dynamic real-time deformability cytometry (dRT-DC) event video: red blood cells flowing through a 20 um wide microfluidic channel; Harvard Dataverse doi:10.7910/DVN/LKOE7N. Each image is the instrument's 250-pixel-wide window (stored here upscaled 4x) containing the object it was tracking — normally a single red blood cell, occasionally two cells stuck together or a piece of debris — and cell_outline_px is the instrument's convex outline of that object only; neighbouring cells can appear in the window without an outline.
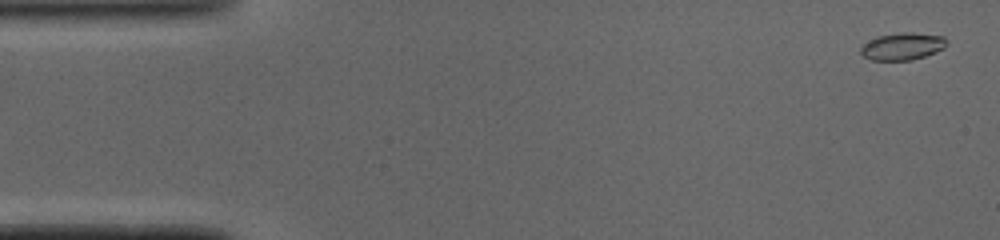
{"species": "common noctule bat (a hibernating species)", "species_latin": "Nyctalus noctula", "temperature_condition": "cold", "stored_images_in_passage": 49, "camera_frame_rate_fps": 3000, "um_per_image_px": 0.085, "animal": {"sex": "male", "body_mass_g": 19.0, "forearm_length_mm": 50.8}, "frame": {"image": 1, "passage_image": 2, "time_ms": 0.333, "image_size_px": [1000, 240], "cell_outline_px": [[948, 44], [944, 48], [924, 56], [912, 60], [872, 60], [864, 56], [860, 52], [860, 48], [864, 44], [876, 36], [900, 32], [912, 32], [944, 36], [948, 40]], "centroid_in_image_um": [76.73, 3.92], "position_along_channel_um": 8.3, "area_um2": 13.7}}
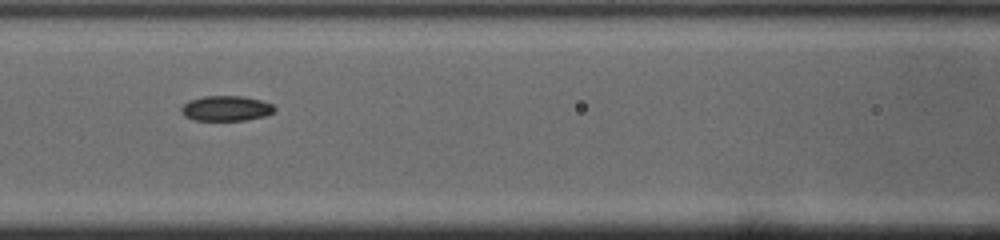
{"frame": {"image": 2, "passage_image": 21, "time_ms": 6.667, "image_size_px": [1000, 240], "cell_outline_px": [[276, 108], [272, 112], [264, 116], [244, 120], [192, 120], [184, 116], [180, 112], [180, 108], [188, 100], [204, 96], [244, 96], [260, 100], [272, 104]], "centroid_in_image_um": [19.17, 9.21], "position_along_channel_um": 147.4, "area_um2": 13.7}}
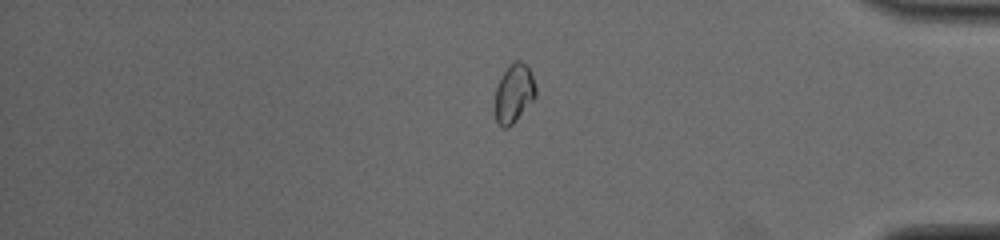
{"frame": {"image": 3, "passage_image": 41, "time_ms": 13.333, "image_size_px": [1000, 240], "cell_outline_px": [[536, 96], [512, 124], [508, 128], [500, 128], [496, 120], [496, 88], [508, 64], [512, 60], [520, 60], [528, 68], [532, 76], [536, 88]], "centroid_in_image_um": [43.68, 7.92], "position_along_channel_um": 391.5, "area_um2": 13.7}, "authors_computed_cell_mechanics": {"area_um2": 13.6986, "velocity_mm_per_s": 4.1014, "shape_relaxation_time_tau1_ms": null, "shape_relaxation_time_tau2_ms": 2.9874, "deformation_change_tau1": null, "deformation_change_tau2": 0.0449}}